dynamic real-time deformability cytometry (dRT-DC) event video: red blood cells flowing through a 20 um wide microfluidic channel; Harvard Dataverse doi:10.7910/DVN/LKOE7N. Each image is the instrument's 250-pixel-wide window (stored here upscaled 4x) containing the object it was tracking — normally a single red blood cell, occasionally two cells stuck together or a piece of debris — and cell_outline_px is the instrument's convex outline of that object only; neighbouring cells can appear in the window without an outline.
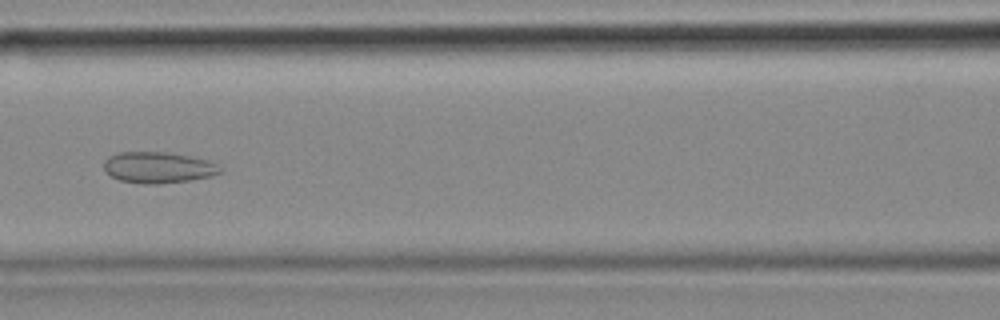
{"species": "common noctule bat (a hibernating species)", "species_latin": "Nyctalus noctula", "temperature_condition": "cold", "stored_images_in_passage": 40, "camera_frame_rate_fps": 3000, "um_per_image_px": 0.085, "animal": {"sex": "female", "body_mass_g": 18.4}, "frame": {"image": 1, "passage_image": 9, "time_ms": 2.667, "image_size_px": [1000, 320], "cell_outline_px": [[224, 172], [208, 176], [188, 180], [156, 184], [140, 184], [120, 180], [112, 176], [104, 168], [104, 160], [108, 156], [120, 152], [168, 152], [208, 160], [216, 164]], "centroid_in_image_um": [13.42, 14.23], "position_along_channel_um": 153.2, "area_um2": 20.92}}
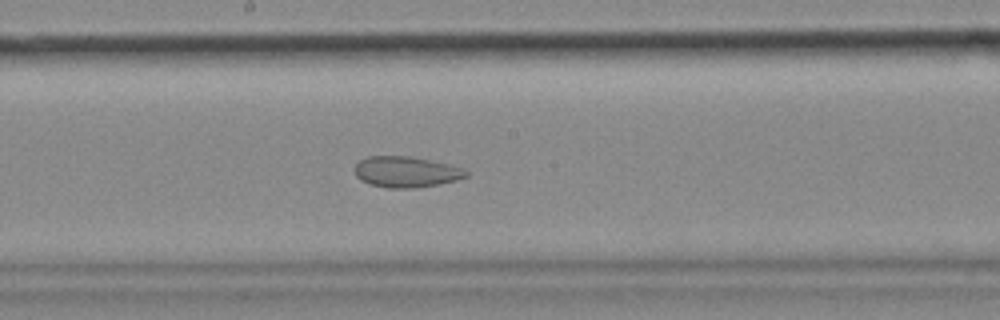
{"frame": {"image": 2, "passage_image": 14, "time_ms": 4.333, "image_size_px": [1000, 320], "cell_outline_px": [[468, 176], [456, 180], [436, 184], [412, 188], [388, 188], [368, 184], [360, 180], [356, 176], [356, 164], [360, 160], [368, 156], [412, 156], [464, 168], [468, 172]], "centroid_in_image_um": [34.5, 14.61], "position_along_channel_um": 213.7, "area_um2": 19.94}}
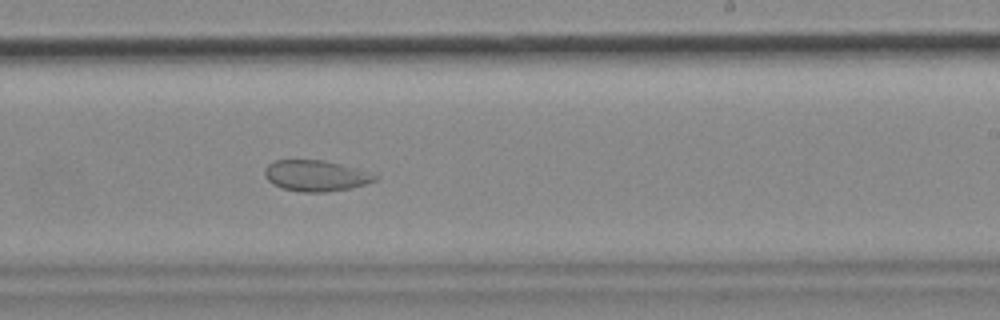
{"frame": {"image": 3, "passage_image": 18, "time_ms": 5.667, "image_size_px": [1000, 320], "cell_outline_px": [[380, 176], [376, 180], [352, 188], [324, 192], [300, 192], [280, 188], [272, 184], [264, 176], [264, 168], [268, 164], [276, 160], [324, 160], [356, 168]], "centroid_in_image_um": [26.81, 14.94], "position_along_channel_um": 262.2, "area_um2": 20.0}}